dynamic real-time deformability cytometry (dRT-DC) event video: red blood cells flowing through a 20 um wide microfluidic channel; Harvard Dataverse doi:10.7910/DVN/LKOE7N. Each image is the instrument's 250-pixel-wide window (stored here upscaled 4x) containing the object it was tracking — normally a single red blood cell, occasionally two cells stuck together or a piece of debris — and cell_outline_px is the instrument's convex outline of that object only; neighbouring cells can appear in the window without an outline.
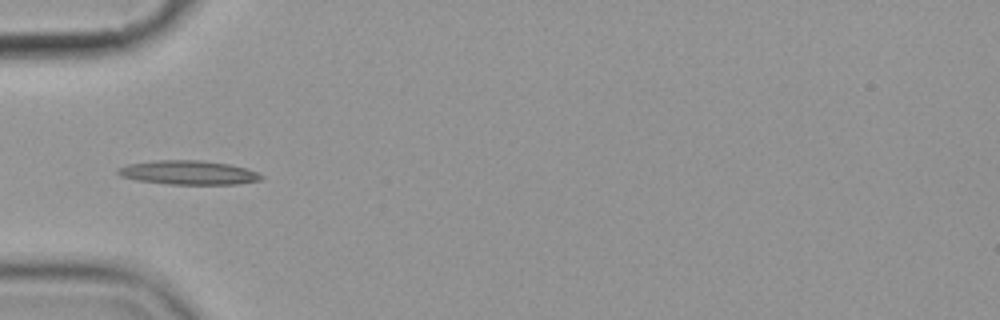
{"species": "common noctule bat (a hibernating species)", "species_latin": "Nyctalus noctula", "temperature_condition": "cold", "stored_images_in_passage": 9, "camera_frame_rate_fps": 3000, "um_per_image_px": 0.085, "animal": {"sex": "female", "body_mass_g": 19.9}, "frame": {"image": 1, "passage_image": 6, "time_ms": 5.667, "image_size_px": [1000, 320], "cell_outline_px": [[264, 176], [260, 180], [236, 184], [168, 184], [136, 180], [120, 176], [116, 172], [116, 168], [128, 164], [156, 160], [200, 160], [228, 164], [244, 168], [256, 172]], "centroid_in_image_um": [15.96, 14.67], "position_along_channel_um": 69.0, "area_um2": 20.0}}
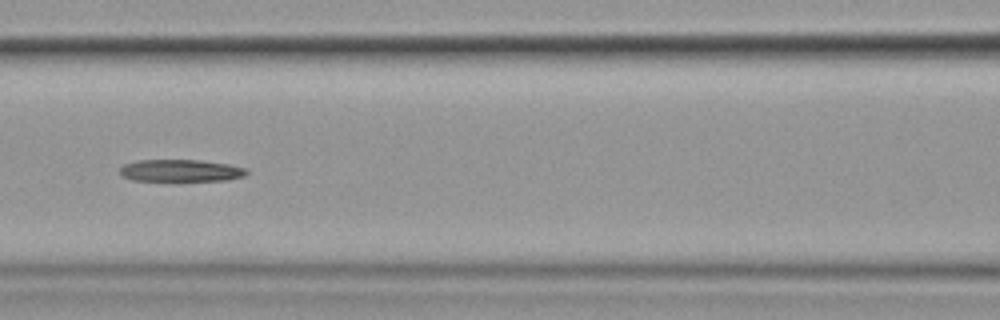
{"frame": {"image": 2, "passage_image": 8, "time_ms": 8.0, "image_size_px": [1000, 320], "cell_outline_px": [[248, 172], [244, 176], [228, 180], [176, 184], [172, 184], [132, 180], [124, 176], [120, 172], [120, 168], [124, 164], [136, 160], [200, 160], [228, 164], [248, 168]], "centroid_in_image_um": [15.37, 14.56], "position_along_channel_um": 151.2, "area_um2": 17.63}}
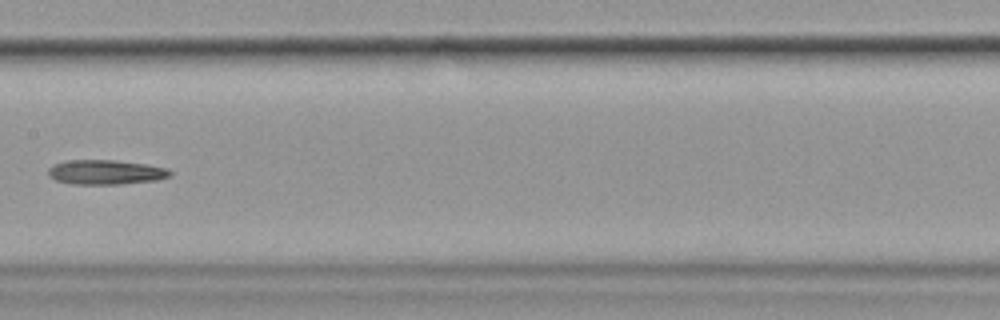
{"frame": {"image": 3, "passage_image": 9, "time_ms": 9.333, "image_size_px": [1000, 320], "cell_outline_px": [[172, 172], [168, 176], [156, 180], [120, 184], [72, 184], [56, 180], [48, 176], [48, 168], [52, 164], [64, 160], [112, 160], [144, 164], [168, 168]], "centroid_in_image_um": [8.92, 14.63], "position_along_channel_um": 198.5, "area_um2": 17.46}}